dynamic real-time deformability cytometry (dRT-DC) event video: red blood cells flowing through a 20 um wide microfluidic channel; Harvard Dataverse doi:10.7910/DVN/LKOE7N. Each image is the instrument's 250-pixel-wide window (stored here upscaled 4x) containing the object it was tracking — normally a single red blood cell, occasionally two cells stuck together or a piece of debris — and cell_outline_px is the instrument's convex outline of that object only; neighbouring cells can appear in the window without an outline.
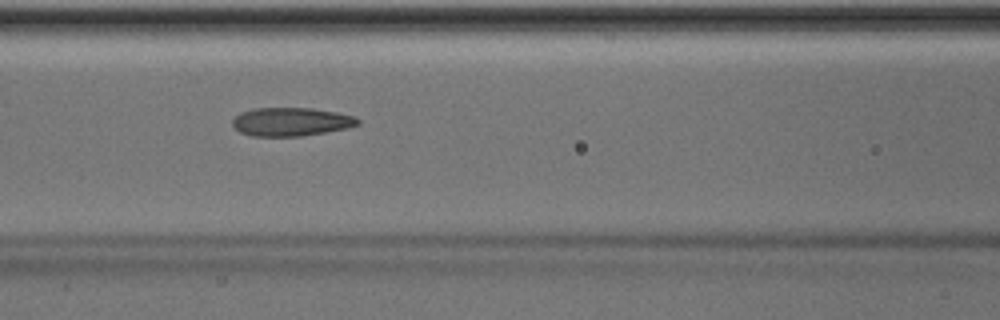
{"species": "Egyptian fruit bat (a non-hibernating species)", "species_latin": "Rousettus aegyptiacus", "temperature_condition": "room temperature", "stored_images_in_passage": 51, "camera_frame_rate_fps": 3000, "um_per_image_px": 0.085, "animal": {"sex": "male"}, "frame": {"image": 1, "passage_image": 22, "time_ms": 7.0, "image_size_px": [1000, 320], "cell_outline_px": [[360, 124], [348, 128], [300, 136], [252, 136], [240, 132], [232, 124], [232, 120], [240, 112], [252, 108], [312, 108], [336, 112], [356, 116], [360, 120]], "centroid_in_image_um": [24.75, 10.34], "position_along_channel_um": 141.8, "area_um2": 20.87}, "authors_computed_cell_mechanics": {"area_um2": 21.097, "velocity_mm_per_s": 4.0333, "shape_relaxation_time_tau1_ms": 4.8986, "shape_relaxation_time_tau2_ms": 1.9772, "deformation_change_tau1": 0.1767, "deformation_change_tau2": 0.1073}}